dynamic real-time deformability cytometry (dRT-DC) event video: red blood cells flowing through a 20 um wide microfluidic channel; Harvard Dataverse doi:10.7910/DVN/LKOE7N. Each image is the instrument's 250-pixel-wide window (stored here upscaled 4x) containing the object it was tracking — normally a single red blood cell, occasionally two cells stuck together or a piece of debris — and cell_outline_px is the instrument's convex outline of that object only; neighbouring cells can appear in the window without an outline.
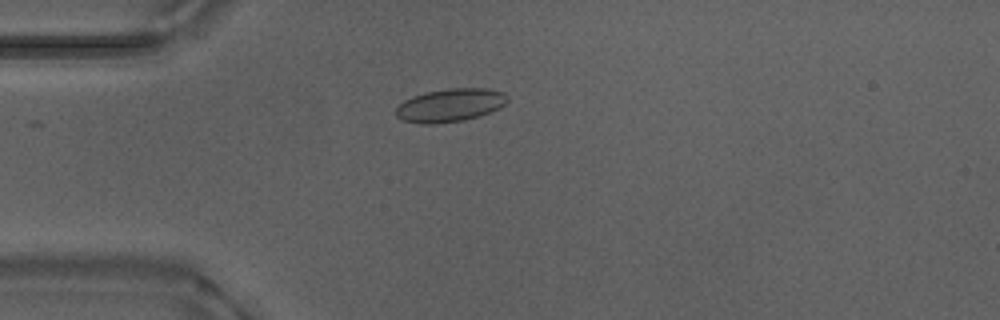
{"species": "Egyptian fruit bat (a non-hibernating species)", "species_latin": "Rousettus aegyptiacus", "temperature_condition": "warm", "stored_images_in_passage": 41, "camera_frame_rate_fps": 3000, "um_per_image_px": 0.085, "animal": {"sex": "male"}, "frame": {"image": 1, "passage_image": 2, "time_ms": 0.333, "image_size_px": [1000, 320], "cell_outline_px": [[508, 100], [500, 108], [480, 116], [464, 120], [436, 124], [420, 124], [400, 120], [396, 116], [396, 108], [404, 100], [412, 96], [424, 92], [448, 88], [484, 88], [504, 92], [508, 96]], "centroid_in_image_um": [38.25, 8.95], "position_along_channel_um": 46.8, "area_um2": 21.85}}
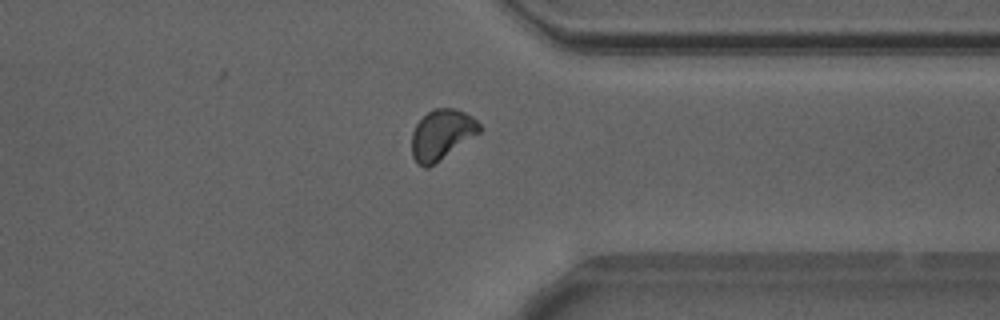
{"frame": {"image": 2, "passage_image": 29, "time_ms": 9.333, "image_size_px": [1000, 320], "cell_outline_px": [[484, 128], [480, 132], [428, 168], [424, 168], [416, 164], [412, 156], [412, 132], [416, 124], [432, 108], [456, 108], [472, 116]], "centroid_in_image_um": [37.54, 11.44], "position_along_channel_um": 373.9, "area_um2": 19.83}}
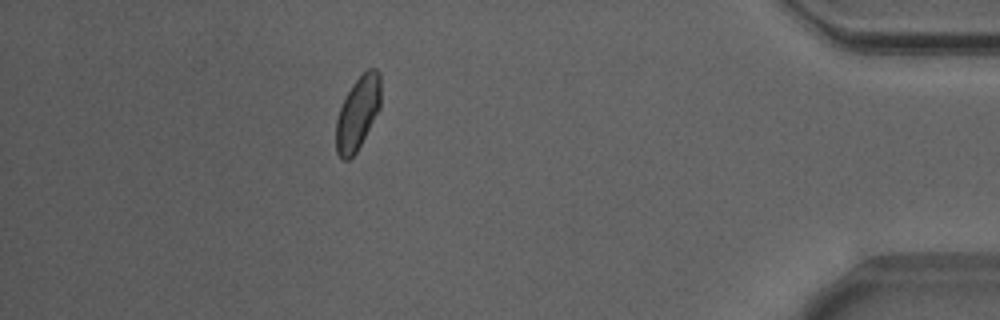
{"frame": {"image": 3, "passage_image": 35, "time_ms": 11.333, "image_size_px": [1000, 320], "cell_outline_px": [[380, 108], [356, 152], [348, 160], [344, 160], [336, 152], [336, 120], [340, 108], [352, 84], [368, 68], [376, 68], [380, 72]], "centroid_in_image_um": [30.41, 9.59], "position_along_channel_um": 404.8, "area_um2": 18.84}, "authors_computed_cell_mechanics": {"area_um2": 19.1896, "velocity_mm_per_s": 3.8532, "shape_relaxation_time_tau1_ms": 6.1912, "shape_relaxation_time_tau2_ms": 1.1978, "deformation_change_tau1": 0.0848, "deformation_change_tau2": 0.0412}}